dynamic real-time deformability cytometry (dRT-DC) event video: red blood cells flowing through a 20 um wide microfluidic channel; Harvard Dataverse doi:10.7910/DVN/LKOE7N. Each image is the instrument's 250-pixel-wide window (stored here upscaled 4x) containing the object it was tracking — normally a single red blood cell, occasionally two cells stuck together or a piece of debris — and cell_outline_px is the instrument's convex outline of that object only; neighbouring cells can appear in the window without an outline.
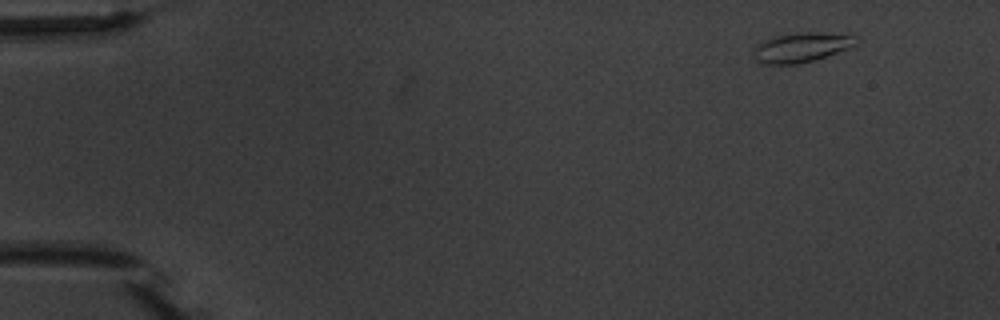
{"species": "common noctule bat (a hibernating species)", "species_latin": "Nyctalus noctula", "temperature_condition": "warm", "stored_images_in_passage": 3, "camera_frame_rate_fps": 3000, "um_per_image_px": 0.085, "animal": {"sex": "male", "body_mass_g": 20.1, "forearm_length_mm": 53.5}, "frame": {"image": 1, "passage_image": 1, "time_ms": 0.0, "image_size_px": [1000, 320], "cell_outline_px": [[860, 40], [856, 44], [848, 48], [812, 60], [796, 64], [760, 64], [752, 56], [752, 48], [756, 44], [772, 36], [796, 32], [812, 32], [856, 36]], "centroid_in_image_um": [68.02, 4.02], "position_along_channel_um": 17.0, "area_um2": 17.74}}